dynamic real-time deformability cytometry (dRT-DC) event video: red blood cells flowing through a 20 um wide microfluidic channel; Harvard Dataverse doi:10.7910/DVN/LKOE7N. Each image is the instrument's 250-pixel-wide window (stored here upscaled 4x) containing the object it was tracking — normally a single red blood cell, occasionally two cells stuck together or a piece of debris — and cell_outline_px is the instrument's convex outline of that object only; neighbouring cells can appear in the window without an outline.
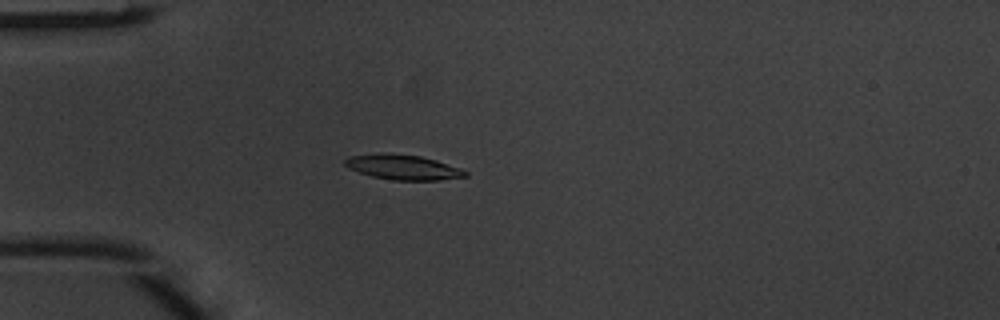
{"species": "common noctule bat (a hibernating species)", "species_latin": "Nyctalus noctula", "temperature_condition": "warm", "stored_images_in_passage": 4, "camera_frame_rate_fps": 3000, "um_per_image_px": 0.085, "animal": {"sex": "male", "body_mass_g": 20.1, "forearm_length_mm": 53.5}, "frame": {"image": 1, "passage_image": 4, "time_ms": 1.0, "image_size_px": [1000, 320], "cell_outline_px": [[468, 176], [440, 180], [392, 180], [372, 176], [348, 168], [344, 164], [344, 160], [348, 156], [420, 156], [436, 160], [460, 168], [468, 172]], "centroid_in_image_um": [34.34, 14.27], "position_along_channel_um": 50.7, "area_um2": 16.53}}